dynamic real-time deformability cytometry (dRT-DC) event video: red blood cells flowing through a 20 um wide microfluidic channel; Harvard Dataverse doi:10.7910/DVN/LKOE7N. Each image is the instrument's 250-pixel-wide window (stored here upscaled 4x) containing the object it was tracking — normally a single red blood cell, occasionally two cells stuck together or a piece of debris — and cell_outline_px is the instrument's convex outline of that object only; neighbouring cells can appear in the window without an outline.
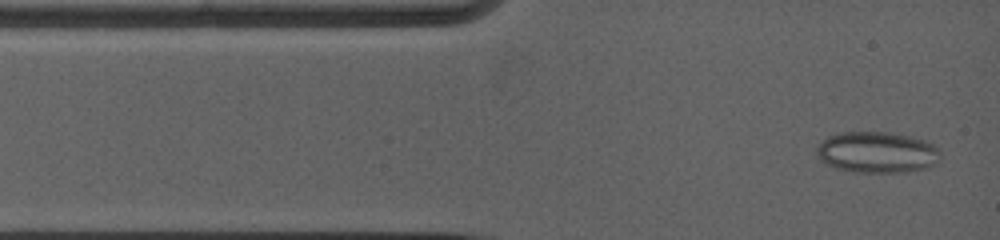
{"species": "common noctule bat (a hibernating species)", "species_latin": "Nyctalus noctula", "temperature_condition": "warm", "stored_images_in_passage": 12, "camera_frame_rate_fps": 5000, "um_per_image_px": 0.085, "animal": {"sex": "female", "body_mass_g": 19.0, "forearm_length_mm": 53.3}, "frame": {"image": 1, "passage_image": 1, "time_ms": 0.0, "image_size_px": [1000, 240], "cell_outline_px": [[940, 152], [936, 160], [928, 168], [904, 172], [852, 172], [836, 168], [824, 164], [816, 156], [816, 148], [828, 136], [844, 132], [888, 132], [908, 136], [924, 140], [932, 144]], "centroid_in_image_um": [74.49, 12.95], "position_along_channel_um": 10.5, "area_um2": 29.54}}
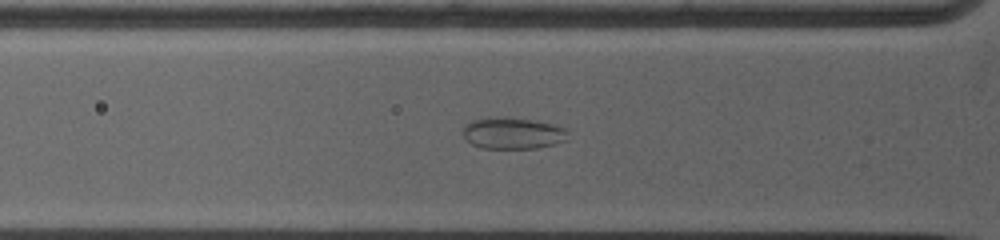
{"frame": {"image": 2, "passage_image": 6, "time_ms": 2.8, "image_size_px": [1000, 240], "cell_outline_px": [[568, 140], [556, 144], [540, 148], [480, 148], [472, 144], [464, 136], [464, 124], [472, 120], [504, 116], [536, 120], [552, 124], [564, 128]], "centroid_in_image_um": [43.6, 11.32], "position_along_channel_um": 82.2, "area_um2": 19.36}}
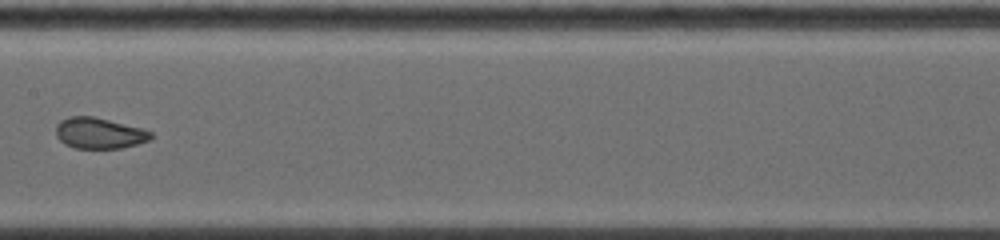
{"frame": {"image": 3, "passage_image": 11, "time_ms": 5.8, "image_size_px": [1000, 240], "cell_outline_px": [[156, 136], [148, 140], [136, 144], [120, 148], [72, 148], [64, 144], [56, 136], [56, 124], [60, 120], [68, 116], [96, 116], [144, 128], [152, 132]], "centroid_in_image_um": [8.44, 11.3], "position_along_channel_um": 199.0, "area_um2": 17.51}}